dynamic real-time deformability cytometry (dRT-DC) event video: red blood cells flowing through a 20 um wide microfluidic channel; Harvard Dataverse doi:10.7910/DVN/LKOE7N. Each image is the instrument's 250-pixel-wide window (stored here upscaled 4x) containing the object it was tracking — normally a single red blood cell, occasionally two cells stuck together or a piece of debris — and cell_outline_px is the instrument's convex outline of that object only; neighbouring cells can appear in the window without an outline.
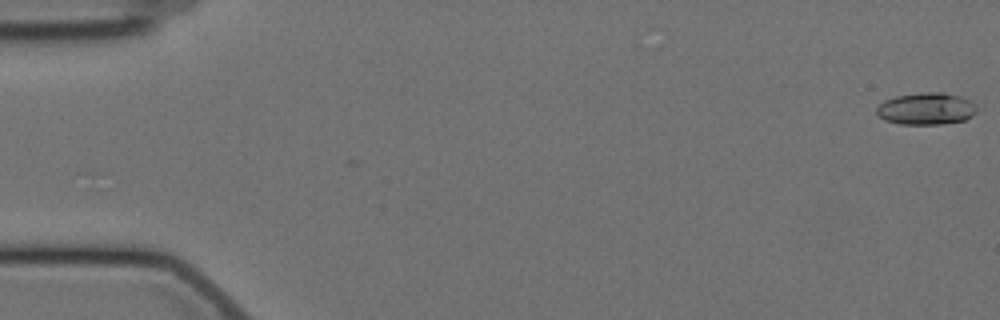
{"species": "Egyptian fruit bat (a non-hibernating species)", "species_latin": "Rousettus aegyptiacus", "temperature_condition": "cold", "stored_images_in_passage": 25, "camera_frame_rate_fps": 3000, "um_per_image_px": 0.085, "animal": {"sex": "female"}, "frame": {"image": 1, "passage_image": 1, "time_ms": 0.0, "image_size_px": [1000, 320], "cell_outline_px": [[976, 112], [972, 116], [964, 120], [944, 124], [900, 124], [884, 120], [876, 112], [876, 108], [884, 100], [896, 96], [920, 92], [944, 92], [960, 96], [976, 104]], "centroid_in_image_um": [78.73, 9.23], "position_along_channel_um": 6.3, "area_um2": 18.79}}
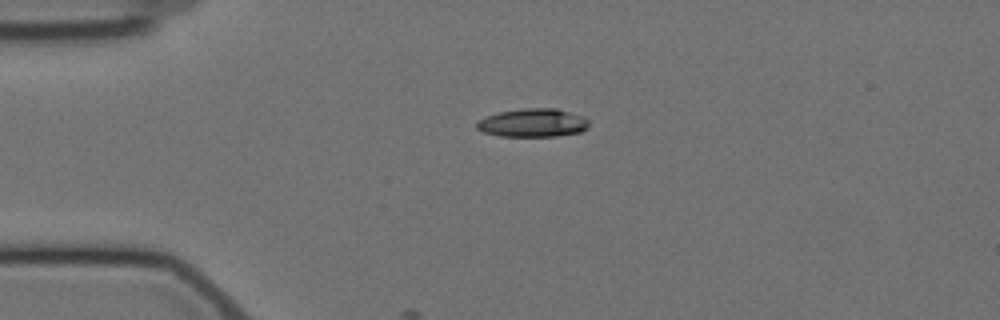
{"frame": {"image": 2, "passage_image": 14, "time_ms": 4.333, "image_size_px": [1000, 320], "cell_outline_px": [[588, 128], [580, 132], [556, 136], [500, 136], [484, 132], [476, 128], [476, 120], [484, 116], [500, 112], [520, 108], [556, 108], [584, 116], [588, 120]], "centroid_in_image_um": [45.27, 10.43], "position_along_channel_um": 39.7, "area_um2": 18.73}}
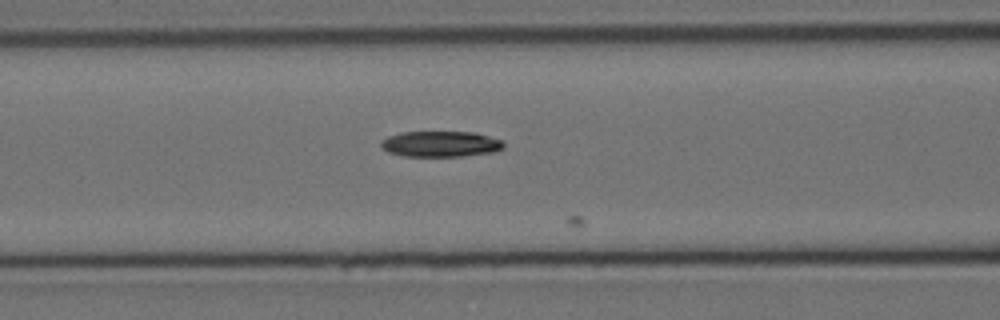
{"frame": {"image": 3, "passage_image": 24, "time_ms": 7.667, "image_size_px": [1000, 320], "cell_outline_px": [[504, 148], [492, 152], [464, 156], [404, 156], [388, 152], [380, 144], [380, 140], [388, 136], [400, 132], [472, 132], [504, 140]], "centroid_in_image_um": [37.45, 12.23], "position_along_channel_um": 129.2, "area_um2": 18.44}}